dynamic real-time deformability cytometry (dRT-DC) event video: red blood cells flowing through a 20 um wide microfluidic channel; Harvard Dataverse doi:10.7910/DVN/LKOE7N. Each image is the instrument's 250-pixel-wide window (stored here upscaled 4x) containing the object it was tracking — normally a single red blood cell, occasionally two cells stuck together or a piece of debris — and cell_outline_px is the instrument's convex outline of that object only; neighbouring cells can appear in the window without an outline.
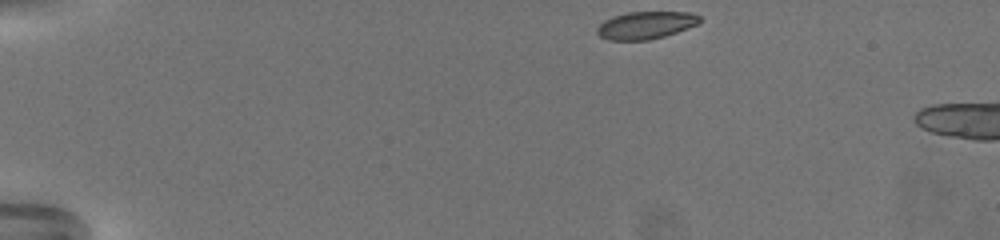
{"species": "common noctule bat (a hibernating species)", "species_latin": "Nyctalus noctula", "temperature_condition": "warm", "stored_images_in_passage": 5, "camera_frame_rate_fps": 3000, "um_per_image_px": 0.085, "animal": {"sex": "female", "body_mass_g": 19.5, "forearm_length_mm": 54.1}, "frame": {"image": 1, "passage_image": 1, "time_ms": 0.0, "image_size_px": [1000, 240], "cell_outline_px": [[700, 20], [696, 24], [688, 28], [664, 36], [648, 40], [608, 40], [600, 36], [596, 32], [596, 28], [604, 20], [612, 16], [628, 12], [692, 12], [700, 16]], "centroid_in_image_um": [54.86, 2.14], "position_along_channel_um": 30.1, "area_um2": 16.42}}